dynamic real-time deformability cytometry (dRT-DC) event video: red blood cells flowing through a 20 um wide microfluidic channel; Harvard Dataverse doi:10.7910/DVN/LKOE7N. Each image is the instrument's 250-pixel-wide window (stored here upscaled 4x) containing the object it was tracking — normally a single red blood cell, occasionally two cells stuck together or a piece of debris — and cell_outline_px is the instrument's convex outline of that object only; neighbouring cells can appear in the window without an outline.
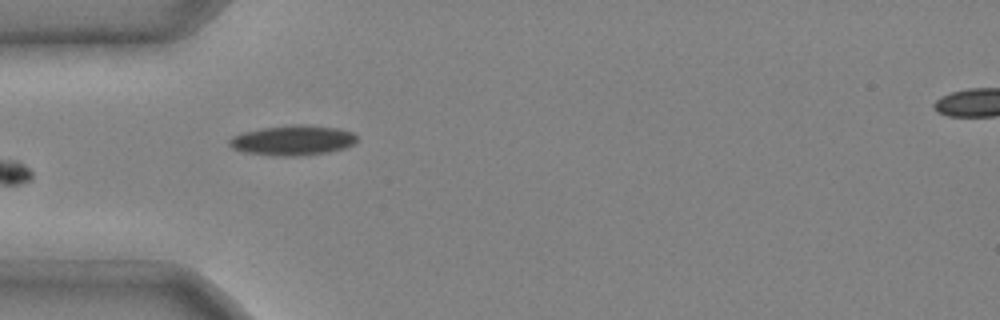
{"species": "common noctule bat (a hibernating species)", "species_latin": "Nyctalus noctula", "temperature_condition": "cold", "stored_images_in_passage": 5, "camera_frame_rate_fps": 3000, "um_per_image_px": 0.085, "animal": {"sex": "male", "body_mass_g": 20.4}, "frame": {"image": 1, "passage_image": 4, "time_ms": 1.0, "image_size_px": [1000, 320], "cell_outline_px": [[356, 140], [352, 144], [344, 148], [328, 152], [300, 156], [272, 156], [244, 152], [232, 148], [228, 144], [228, 140], [232, 136], [244, 132], [264, 128], [300, 124], [340, 128], [352, 132], [356, 136]], "centroid_in_image_um": [24.86, 11.94], "position_along_channel_um": 60.1, "area_um2": 22.25}}
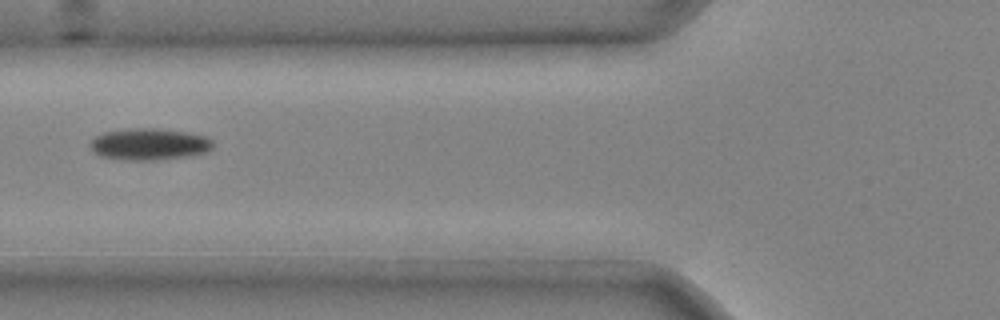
{"frame": {"image": 2, "passage_image": 5, "time_ms": 1.333, "image_size_px": [1000, 320], "cell_outline_px": [[212, 148], [208, 152], [188, 156], [144, 160], [124, 160], [100, 156], [88, 144], [96, 136], [104, 132], [128, 128], [156, 128], [184, 132], [204, 136], [212, 140]], "centroid_in_image_um": [12.67, 12.25], "position_along_channel_um": 113.1, "area_um2": 22.43}}